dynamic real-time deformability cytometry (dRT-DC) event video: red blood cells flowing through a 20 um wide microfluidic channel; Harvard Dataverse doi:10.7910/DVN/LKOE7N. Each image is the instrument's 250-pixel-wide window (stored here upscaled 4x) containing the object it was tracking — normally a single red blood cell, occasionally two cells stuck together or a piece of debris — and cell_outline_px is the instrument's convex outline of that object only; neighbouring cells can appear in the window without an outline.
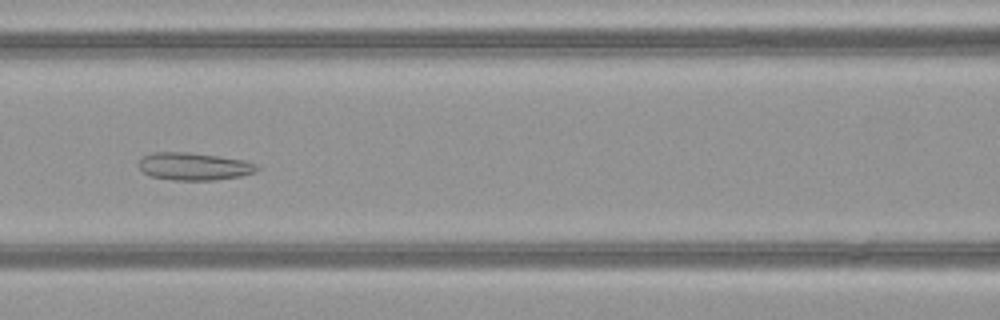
{"species": "common noctule bat (a hibernating species)", "species_latin": "Nyctalus noctula", "temperature_condition": "warm", "stored_images_in_passage": 37, "camera_frame_rate_fps": 3000, "um_per_image_px": 0.085, "animal": {"sex": "female", "body_mass_g": 21.9}, "frame": {"image": 1, "passage_image": 16, "time_ms": 5.0, "image_size_px": [1000, 320], "cell_outline_px": [[260, 168], [256, 172], [240, 176], [216, 180], [172, 180], [152, 176], [144, 172], [136, 164], [140, 156], [152, 152], [188, 152], [244, 160], [256, 164]], "centroid_in_image_um": [16.45, 14.14], "position_along_channel_um": 150.2, "area_um2": 19.13}}
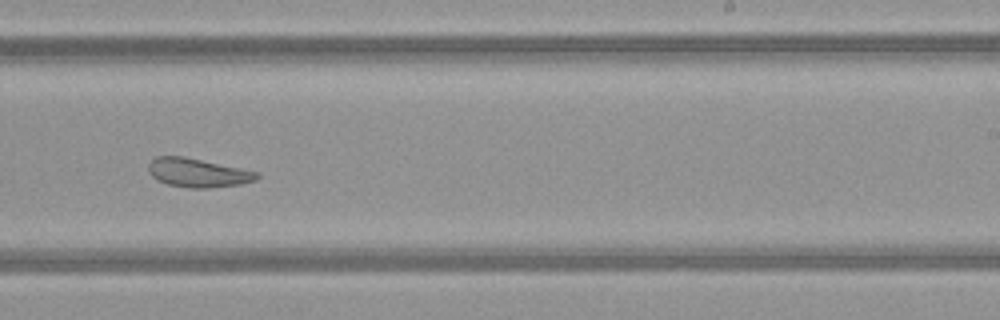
{"frame": {"image": 2, "passage_image": 25, "time_ms": 8.0, "image_size_px": [1000, 320], "cell_outline_px": [[260, 176], [256, 180], [240, 184], [208, 188], [188, 188], [168, 184], [152, 176], [148, 172], [148, 164], [156, 156], [184, 156], [260, 172]], "centroid_in_image_um": [16.83, 14.68], "position_along_channel_um": 272.2, "area_um2": 18.21}}
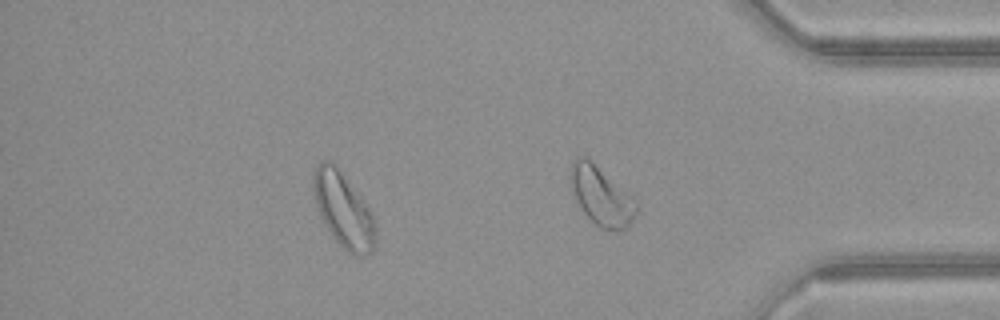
{"frame": {"image": 3, "passage_image": 34, "time_ms": 11.0, "image_size_px": [1000, 320], "cell_outline_px": [[376, 224], [372, 252], [360, 256], [356, 256], [348, 252], [332, 236], [320, 216], [316, 204], [312, 188], [312, 176], [316, 164], [320, 160], [332, 160], [360, 196], [376, 220]], "centroid_in_image_um": [29.15, 17.8], "position_along_channel_um": 406.0, "area_um2": 26.99}, "authors_computed_cell_mechanics": {"area_um2": 20.519, "velocity_mm_per_s": 4.075, "shape_relaxation_time_tau1_ms": null, "shape_relaxation_time_tau2_ms": 2.8691, "deformation_change_tau1": null, "deformation_change_tau2": 0.1031}}